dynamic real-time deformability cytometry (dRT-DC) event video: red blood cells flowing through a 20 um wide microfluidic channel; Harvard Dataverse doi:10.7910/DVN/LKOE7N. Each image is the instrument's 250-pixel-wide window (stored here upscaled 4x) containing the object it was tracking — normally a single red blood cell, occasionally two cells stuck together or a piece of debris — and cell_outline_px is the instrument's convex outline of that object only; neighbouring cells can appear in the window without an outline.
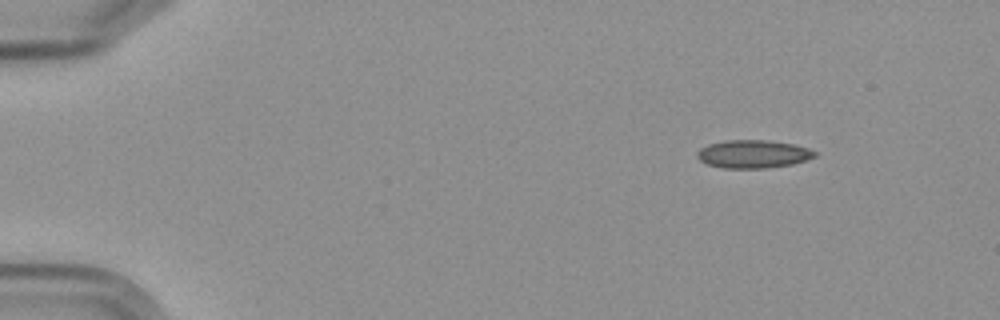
{"species": "Egyptian fruit bat (a non-hibernating species)", "species_latin": "Rousettus aegyptiacus", "temperature_condition": "cold", "stored_images_in_passage": 4, "camera_frame_rate_fps": 3000, "um_per_image_px": 0.085, "frame": {"image": 1, "passage_image": 2, "time_ms": 1.0, "image_size_px": [1000, 320], "cell_outline_px": [[816, 156], [792, 164], [768, 168], [724, 168], [708, 164], [700, 160], [696, 156], [696, 152], [700, 148], [708, 144], [724, 140], [764, 140], [792, 144], [808, 148], [816, 152]], "centroid_in_image_um": [63.98, 13.09], "position_along_channel_um": 21.0, "area_um2": 19.13}}